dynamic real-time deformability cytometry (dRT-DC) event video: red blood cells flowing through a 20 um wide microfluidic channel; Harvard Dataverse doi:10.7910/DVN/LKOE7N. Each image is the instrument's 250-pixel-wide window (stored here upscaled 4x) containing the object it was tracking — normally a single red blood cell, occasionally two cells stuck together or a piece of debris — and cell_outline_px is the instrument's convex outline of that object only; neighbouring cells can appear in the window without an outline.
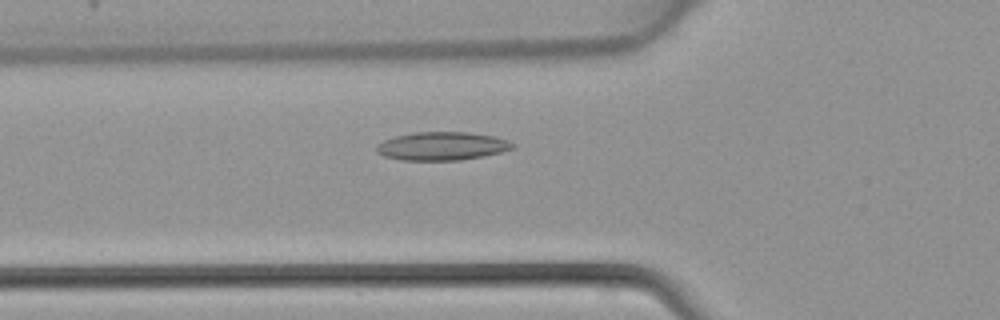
{"species": "common noctule bat (a hibernating species)", "species_latin": "Nyctalus noctula", "temperature_condition": "warm", "stored_images_in_passage": 45, "camera_frame_rate_fps": 3000, "um_per_image_px": 0.085, "animal": {"sex": "female", "body_mass_g": 22.7, "forearm_length_mm": 54.2}, "frame": {"image": 1, "passage_image": 16, "time_ms": 5.0, "image_size_px": [1000, 320], "cell_outline_px": [[516, 148], [484, 156], [460, 160], [400, 160], [384, 156], [376, 152], [376, 144], [384, 140], [396, 136], [416, 132], [468, 132], [496, 136], [508, 140], [516, 144]], "centroid_in_image_um": [37.6, 12.42], "position_along_channel_um": 88.2, "area_um2": 22.66}}
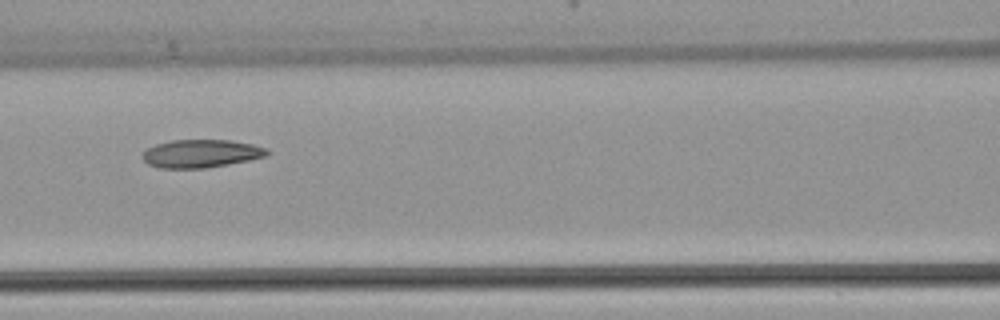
{"frame": {"image": 2, "passage_image": 20, "time_ms": 6.333, "image_size_px": [1000, 320], "cell_outline_px": [[268, 156], [228, 164], [204, 168], [160, 168], [148, 164], [144, 160], [144, 152], [148, 148], [156, 144], [172, 140], [232, 140], [252, 144], [268, 148]], "centroid_in_image_um": [17.12, 13.05], "position_along_channel_um": 149.5, "area_um2": 20.23}}
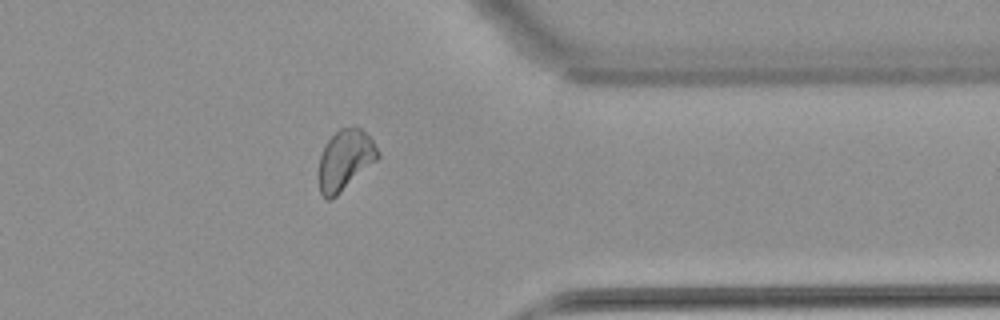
{"frame": {"image": 3, "passage_image": 36, "time_ms": 11.667, "image_size_px": [1000, 320], "cell_outline_px": [[380, 156], [376, 160], [332, 200], [328, 200], [320, 192], [320, 156], [328, 140], [340, 128], [360, 128], [372, 140], [380, 152]], "centroid_in_image_um": [29.34, 13.6], "position_along_channel_um": 382.1, "area_um2": 20.17}}